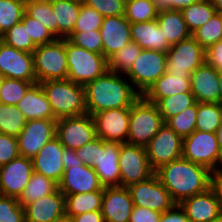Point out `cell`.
<instances>
[{"label": "cell", "instance_id": "cell-20", "mask_svg": "<svg viewBox=\"0 0 222 222\" xmlns=\"http://www.w3.org/2000/svg\"><path fill=\"white\" fill-rule=\"evenodd\" d=\"M134 207L128 187H105L101 205L104 222H129Z\"/></svg>", "mask_w": 222, "mask_h": 222}, {"label": "cell", "instance_id": "cell-46", "mask_svg": "<svg viewBox=\"0 0 222 222\" xmlns=\"http://www.w3.org/2000/svg\"><path fill=\"white\" fill-rule=\"evenodd\" d=\"M66 39L71 44L82 47L88 51L102 54V37L100 36V30L72 32Z\"/></svg>", "mask_w": 222, "mask_h": 222}, {"label": "cell", "instance_id": "cell-17", "mask_svg": "<svg viewBox=\"0 0 222 222\" xmlns=\"http://www.w3.org/2000/svg\"><path fill=\"white\" fill-rule=\"evenodd\" d=\"M0 75L5 78L36 82L33 53L0 42Z\"/></svg>", "mask_w": 222, "mask_h": 222}, {"label": "cell", "instance_id": "cell-8", "mask_svg": "<svg viewBox=\"0 0 222 222\" xmlns=\"http://www.w3.org/2000/svg\"><path fill=\"white\" fill-rule=\"evenodd\" d=\"M167 71L166 53L142 49L131 69L125 74L134 89L143 95Z\"/></svg>", "mask_w": 222, "mask_h": 222}, {"label": "cell", "instance_id": "cell-25", "mask_svg": "<svg viewBox=\"0 0 222 222\" xmlns=\"http://www.w3.org/2000/svg\"><path fill=\"white\" fill-rule=\"evenodd\" d=\"M25 222H51L66 213L65 195L57 189L25 208Z\"/></svg>", "mask_w": 222, "mask_h": 222}, {"label": "cell", "instance_id": "cell-61", "mask_svg": "<svg viewBox=\"0 0 222 222\" xmlns=\"http://www.w3.org/2000/svg\"><path fill=\"white\" fill-rule=\"evenodd\" d=\"M217 10V12L222 13V0H209Z\"/></svg>", "mask_w": 222, "mask_h": 222}, {"label": "cell", "instance_id": "cell-48", "mask_svg": "<svg viewBox=\"0 0 222 222\" xmlns=\"http://www.w3.org/2000/svg\"><path fill=\"white\" fill-rule=\"evenodd\" d=\"M0 222H25V209L16 198L0 195Z\"/></svg>", "mask_w": 222, "mask_h": 222}, {"label": "cell", "instance_id": "cell-3", "mask_svg": "<svg viewBox=\"0 0 222 222\" xmlns=\"http://www.w3.org/2000/svg\"><path fill=\"white\" fill-rule=\"evenodd\" d=\"M40 85L51 104L56 119L87 113L83 85L69 79L43 81Z\"/></svg>", "mask_w": 222, "mask_h": 222}, {"label": "cell", "instance_id": "cell-51", "mask_svg": "<svg viewBox=\"0 0 222 222\" xmlns=\"http://www.w3.org/2000/svg\"><path fill=\"white\" fill-rule=\"evenodd\" d=\"M162 213L134 205L129 222H159Z\"/></svg>", "mask_w": 222, "mask_h": 222}, {"label": "cell", "instance_id": "cell-41", "mask_svg": "<svg viewBox=\"0 0 222 222\" xmlns=\"http://www.w3.org/2000/svg\"><path fill=\"white\" fill-rule=\"evenodd\" d=\"M197 112L198 102H195L181 113L168 119L165 124L184 139L195 131Z\"/></svg>", "mask_w": 222, "mask_h": 222}, {"label": "cell", "instance_id": "cell-58", "mask_svg": "<svg viewBox=\"0 0 222 222\" xmlns=\"http://www.w3.org/2000/svg\"><path fill=\"white\" fill-rule=\"evenodd\" d=\"M62 162L64 168H69V165L83 164L79 157L76 155V150L64 148L62 155Z\"/></svg>", "mask_w": 222, "mask_h": 222}, {"label": "cell", "instance_id": "cell-62", "mask_svg": "<svg viewBox=\"0 0 222 222\" xmlns=\"http://www.w3.org/2000/svg\"><path fill=\"white\" fill-rule=\"evenodd\" d=\"M218 76H219V103L222 105V70L218 71Z\"/></svg>", "mask_w": 222, "mask_h": 222}, {"label": "cell", "instance_id": "cell-28", "mask_svg": "<svg viewBox=\"0 0 222 222\" xmlns=\"http://www.w3.org/2000/svg\"><path fill=\"white\" fill-rule=\"evenodd\" d=\"M131 38L139 47L146 50L167 53L171 47L156 19L131 24Z\"/></svg>", "mask_w": 222, "mask_h": 222}, {"label": "cell", "instance_id": "cell-63", "mask_svg": "<svg viewBox=\"0 0 222 222\" xmlns=\"http://www.w3.org/2000/svg\"><path fill=\"white\" fill-rule=\"evenodd\" d=\"M52 0H25V3H32V2H38V3H43V2H51Z\"/></svg>", "mask_w": 222, "mask_h": 222}, {"label": "cell", "instance_id": "cell-65", "mask_svg": "<svg viewBox=\"0 0 222 222\" xmlns=\"http://www.w3.org/2000/svg\"><path fill=\"white\" fill-rule=\"evenodd\" d=\"M3 80H4V77L2 75H0V89H1V85H2Z\"/></svg>", "mask_w": 222, "mask_h": 222}, {"label": "cell", "instance_id": "cell-49", "mask_svg": "<svg viewBox=\"0 0 222 222\" xmlns=\"http://www.w3.org/2000/svg\"><path fill=\"white\" fill-rule=\"evenodd\" d=\"M83 3L93 7L103 17L124 15L125 5L117 0H83Z\"/></svg>", "mask_w": 222, "mask_h": 222}, {"label": "cell", "instance_id": "cell-40", "mask_svg": "<svg viewBox=\"0 0 222 222\" xmlns=\"http://www.w3.org/2000/svg\"><path fill=\"white\" fill-rule=\"evenodd\" d=\"M195 102L192 92H184L163 98L157 106L166 122L168 119L181 113Z\"/></svg>", "mask_w": 222, "mask_h": 222}, {"label": "cell", "instance_id": "cell-22", "mask_svg": "<svg viewBox=\"0 0 222 222\" xmlns=\"http://www.w3.org/2000/svg\"><path fill=\"white\" fill-rule=\"evenodd\" d=\"M64 148L56 136L47 142L32 158L34 171L59 183L65 169L62 162Z\"/></svg>", "mask_w": 222, "mask_h": 222}, {"label": "cell", "instance_id": "cell-10", "mask_svg": "<svg viewBox=\"0 0 222 222\" xmlns=\"http://www.w3.org/2000/svg\"><path fill=\"white\" fill-rule=\"evenodd\" d=\"M56 137L65 148L72 150L93 141L96 129L92 115L85 113L57 119Z\"/></svg>", "mask_w": 222, "mask_h": 222}, {"label": "cell", "instance_id": "cell-4", "mask_svg": "<svg viewBox=\"0 0 222 222\" xmlns=\"http://www.w3.org/2000/svg\"><path fill=\"white\" fill-rule=\"evenodd\" d=\"M164 124L157 104L141 95L130 107L127 143L146 147Z\"/></svg>", "mask_w": 222, "mask_h": 222}, {"label": "cell", "instance_id": "cell-23", "mask_svg": "<svg viewBox=\"0 0 222 222\" xmlns=\"http://www.w3.org/2000/svg\"><path fill=\"white\" fill-rule=\"evenodd\" d=\"M190 222H212L222 216L220 204L209 188L179 203Z\"/></svg>", "mask_w": 222, "mask_h": 222}, {"label": "cell", "instance_id": "cell-19", "mask_svg": "<svg viewBox=\"0 0 222 222\" xmlns=\"http://www.w3.org/2000/svg\"><path fill=\"white\" fill-rule=\"evenodd\" d=\"M58 189L64 195H73L104 190V187L92 167L84 164H74L64 169L62 179L58 183Z\"/></svg>", "mask_w": 222, "mask_h": 222}, {"label": "cell", "instance_id": "cell-57", "mask_svg": "<svg viewBox=\"0 0 222 222\" xmlns=\"http://www.w3.org/2000/svg\"><path fill=\"white\" fill-rule=\"evenodd\" d=\"M71 220L72 222H104V218L100 210L72 216Z\"/></svg>", "mask_w": 222, "mask_h": 222}, {"label": "cell", "instance_id": "cell-5", "mask_svg": "<svg viewBox=\"0 0 222 222\" xmlns=\"http://www.w3.org/2000/svg\"><path fill=\"white\" fill-rule=\"evenodd\" d=\"M65 49L68 64L67 79L70 81L84 86L108 71V59L103 54L71 44L66 38Z\"/></svg>", "mask_w": 222, "mask_h": 222}, {"label": "cell", "instance_id": "cell-27", "mask_svg": "<svg viewBox=\"0 0 222 222\" xmlns=\"http://www.w3.org/2000/svg\"><path fill=\"white\" fill-rule=\"evenodd\" d=\"M17 108L27 120L53 119L52 107L40 83L33 84L18 102Z\"/></svg>", "mask_w": 222, "mask_h": 222}, {"label": "cell", "instance_id": "cell-30", "mask_svg": "<svg viewBox=\"0 0 222 222\" xmlns=\"http://www.w3.org/2000/svg\"><path fill=\"white\" fill-rule=\"evenodd\" d=\"M156 20L170 45L177 44L192 36L180 10L160 11Z\"/></svg>", "mask_w": 222, "mask_h": 222}, {"label": "cell", "instance_id": "cell-38", "mask_svg": "<svg viewBox=\"0 0 222 222\" xmlns=\"http://www.w3.org/2000/svg\"><path fill=\"white\" fill-rule=\"evenodd\" d=\"M192 37L205 49L222 39V13L216 12L203 26L192 33Z\"/></svg>", "mask_w": 222, "mask_h": 222}, {"label": "cell", "instance_id": "cell-12", "mask_svg": "<svg viewBox=\"0 0 222 222\" xmlns=\"http://www.w3.org/2000/svg\"><path fill=\"white\" fill-rule=\"evenodd\" d=\"M128 188L134 205L140 207L163 213L177 204L155 174L145 181L131 184Z\"/></svg>", "mask_w": 222, "mask_h": 222}, {"label": "cell", "instance_id": "cell-24", "mask_svg": "<svg viewBox=\"0 0 222 222\" xmlns=\"http://www.w3.org/2000/svg\"><path fill=\"white\" fill-rule=\"evenodd\" d=\"M190 84L196 102L219 103L218 70L207 62L190 74Z\"/></svg>", "mask_w": 222, "mask_h": 222}, {"label": "cell", "instance_id": "cell-36", "mask_svg": "<svg viewBox=\"0 0 222 222\" xmlns=\"http://www.w3.org/2000/svg\"><path fill=\"white\" fill-rule=\"evenodd\" d=\"M142 48L134 41L129 42L122 49L108 59V70L114 73L126 74L138 58Z\"/></svg>", "mask_w": 222, "mask_h": 222}, {"label": "cell", "instance_id": "cell-50", "mask_svg": "<svg viewBox=\"0 0 222 222\" xmlns=\"http://www.w3.org/2000/svg\"><path fill=\"white\" fill-rule=\"evenodd\" d=\"M19 156L17 137L0 133V166Z\"/></svg>", "mask_w": 222, "mask_h": 222}, {"label": "cell", "instance_id": "cell-9", "mask_svg": "<svg viewBox=\"0 0 222 222\" xmlns=\"http://www.w3.org/2000/svg\"><path fill=\"white\" fill-rule=\"evenodd\" d=\"M120 186L149 179L155 171L151 168L145 147L122 143L119 151Z\"/></svg>", "mask_w": 222, "mask_h": 222}, {"label": "cell", "instance_id": "cell-35", "mask_svg": "<svg viewBox=\"0 0 222 222\" xmlns=\"http://www.w3.org/2000/svg\"><path fill=\"white\" fill-rule=\"evenodd\" d=\"M26 123L27 119L17 105L0 103V133L17 137Z\"/></svg>", "mask_w": 222, "mask_h": 222}, {"label": "cell", "instance_id": "cell-43", "mask_svg": "<svg viewBox=\"0 0 222 222\" xmlns=\"http://www.w3.org/2000/svg\"><path fill=\"white\" fill-rule=\"evenodd\" d=\"M1 40L5 44L12 46L15 49L29 53H33L37 47L28 36L27 27H24L22 22L15 24L4 34H2Z\"/></svg>", "mask_w": 222, "mask_h": 222}, {"label": "cell", "instance_id": "cell-53", "mask_svg": "<svg viewBox=\"0 0 222 222\" xmlns=\"http://www.w3.org/2000/svg\"><path fill=\"white\" fill-rule=\"evenodd\" d=\"M200 0H152L157 10H182Z\"/></svg>", "mask_w": 222, "mask_h": 222}, {"label": "cell", "instance_id": "cell-11", "mask_svg": "<svg viewBox=\"0 0 222 222\" xmlns=\"http://www.w3.org/2000/svg\"><path fill=\"white\" fill-rule=\"evenodd\" d=\"M166 59L167 73L191 74L206 62V50L191 36L171 45Z\"/></svg>", "mask_w": 222, "mask_h": 222}, {"label": "cell", "instance_id": "cell-14", "mask_svg": "<svg viewBox=\"0 0 222 222\" xmlns=\"http://www.w3.org/2000/svg\"><path fill=\"white\" fill-rule=\"evenodd\" d=\"M57 120H27L17 136L19 155L32 159L40 149L56 136Z\"/></svg>", "mask_w": 222, "mask_h": 222}, {"label": "cell", "instance_id": "cell-13", "mask_svg": "<svg viewBox=\"0 0 222 222\" xmlns=\"http://www.w3.org/2000/svg\"><path fill=\"white\" fill-rule=\"evenodd\" d=\"M183 139L166 124L145 147L151 168L155 171L160 166L182 157Z\"/></svg>", "mask_w": 222, "mask_h": 222}, {"label": "cell", "instance_id": "cell-16", "mask_svg": "<svg viewBox=\"0 0 222 222\" xmlns=\"http://www.w3.org/2000/svg\"><path fill=\"white\" fill-rule=\"evenodd\" d=\"M33 172L32 159L20 155L0 166V195L18 199Z\"/></svg>", "mask_w": 222, "mask_h": 222}, {"label": "cell", "instance_id": "cell-52", "mask_svg": "<svg viewBox=\"0 0 222 222\" xmlns=\"http://www.w3.org/2000/svg\"><path fill=\"white\" fill-rule=\"evenodd\" d=\"M76 155L82 161L84 165L90 166L91 163L96 160L97 155V137L89 142L86 143L84 146L80 147L76 150Z\"/></svg>", "mask_w": 222, "mask_h": 222}, {"label": "cell", "instance_id": "cell-39", "mask_svg": "<svg viewBox=\"0 0 222 222\" xmlns=\"http://www.w3.org/2000/svg\"><path fill=\"white\" fill-rule=\"evenodd\" d=\"M25 13V0H0V36L21 22Z\"/></svg>", "mask_w": 222, "mask_h": 222}, {"label": "cell", "instance_id": "cell-66", "mask_svg": "<svg viewBox=\"0 0 222 222\" xmlns=\"http://www.w3.org/2000/svg\"><path fill=\"white\" fill-rule=\"evenodd\" d=\"M212 222H222V216H221L220 218H218V219L212 221Z\"/></svg>", "mask_w": 222, "mask_h": 222}, {"label": "cell", "instance_id": "cell-47", "mask_svg": "<svg viewBox=\"0 0 222 222\" xmlns=\"http://www.w3.org/2000/svg\"><path fill=\"white\" fill-rule=\"evenodd\" d=\"M21 22L24 27H27L28 36L36 46L53 42L56 39L43 24L26 13H24Z\"/></svg>", "mask_w": 222, "mask_h": 222}, {"label": "cell", "instance_id": "cell-33", "mask_svg": "<svg viewBox=\"0 0 222 222\" xmlns=\"http://www.w3.org/2000/svg\"><path fill=\"white\" fill-rule=\"evenodd\" d=\"M191 34L206 24L217 12L209 0H200L181 10Z\"/></svg>", "mask_w": 222, "mask_h": 222}, {"label": "cell", "instance_id": "cell-7", "mask_svg": "<svg viewBox=\"0 0 222 222\" xmlns=\"http://www.w3.org/2000/svg\"><path fill=\"white\" fill-rule=\"evenodd\" d=\"M182 157L210 171L221 169L222 156L216 133L193 131L183 139Z\"/></svg>", "mask_w": 222, "mask_h": 222}, {"label": "cell", "instance_id": "cell-15", "mask_svg": "<svg viewBox=\"0 0 222 222\" xmlns=\"http://www.w3.org/2000/svg\"><path fill=\"white\" fill-rule=\"evenodd\" d=\"M96 137L106 142L127 143L130 108L108 109L92 115Z\"/></svg>", "mask_w": 222, "mask_h": 222}, {"label": "cell", "instance_id": "cell-59", "mask_svg": "<svg viewBox=\"0 0 222 222\" xmlns=\"http://www.w3.org/2000/svg\"><path fill=\"white\" fill-rule=\"evenodd\" d=\"M216 136H217V140H218L219 151L222 156V119H221V122H220L218 129L216 131Z\"/></svg>", "mask_w": 222, "mask_h": 222}, {"label": "cell", "instance_id": "cell-64", "mask_svg": "<svg viewBox=\"0 0 222 222\" xmlns=\"http://www.w3.org/2000/svg\"><path fill=\"white\" fill-rule=\"evenodd\" d=\"M119 2H121L122 4L126 5L130 0H117Z\"/></svg>", "mask_w": 222, "mask_h": 222}, {"label": "cell", "instance_id": "cell-2", "mask_svg": "<svg viewBox=\"0 0 222 222\" xmlns=\"http://www.w3.org/2000/svg\"><path fill=\"white\" fill-rule=\"evenodd\" d=\"M211 172L206 167L181 157L160 166L154 174L179 204L185 198L208 190Z\"/></svg>", "mask_w": 222, "mask_h": 222}, {"label": "cell", "instance_id": "cell-54", "mask_svg": "<svg viewBox=\"0 0 222 222\" xmlns=\"http://www.w3.org/2000/svg\"><path fill=\"white\" fill-rule=\"evenodd\" d=\"M206 62L216 70H222V39L206 50Z\"/></svg>", "mask_w": 222, "mask_h": 222}, {"label": "cell", "instance_id": "cell-56", "mask_svg": "<svg viewBox=\"0 0 222 222\" xmlns=\"http://www.w3.org/2000/svg\"><path fill=\"white\" fill-rule=\"evenodd\" d=\"M210 189L215 194V197L217 198L220 204V208L222 210V170L221 169L211 172Z\"/></svg>", "mask_w": 222, "mask_h": 222}, {"label": "cell", "instance_id": "cell-1", "mask_svg": "<svg viewBox=\"0 0 222 222\" xmlns=\"http://www.w3.org/2000/svg\"><path fill=\"white\" fill-rule=\"evenodd\" d=\"M128 81L124 74L108 70L84 85L87 113L93 115L108 109L130 108L141 95Z\"/></svg>", "mask_w": 222, "mask_h": 222}, {"label": "cell", "instance_id": "cell-29", "mask_svg": "<svg viewBox=\"0 0 222 222\" xmlns=\"http://www.w3.org/2000/svg\"><path fill=\"white\" fill-rule=\"evenodd\" d=\"M81 2L75 0H52L55 18V37L67 38L72 32L81 9Z\"/></svg>", "mask_w": 222, "mask_h": 222}, {"label": "cell", "instance_id": "cell-21", "mask_svg": "<svg viewBox=\"0 0 222 222\" xmlns=\"http://www.w3.org/2000/svg\"><path fill=\"white\" fill-rule=\"evenodd\" d=\"M102 54L109 59L132 41L131 24L124 15L104 17L100 27Z\"/></svg>", "mask_w": 222, "mask_h": 222}, {"label": "cell", "instance_id": "cell-42", "mask_svg": "<svg viewBox=\"0 0 222 222\" xmlns=\"http://www.w3.org/2000/svg\"><path fill=\"white\" fill-rule=\"evenodd\" d=\"M35 83L37 82H28L4 77L0 89V103L17 105L27 90Z\"/></svg>", "mask_w": 222, "mask_h": 222}, {"label": "cell", "instance_id": "cell-37", "mask_svg": "<svg viewBox=\"0 0 222 222\" xmlns=\"http://www.w3.org/2000/svg\"><path fill=\"white\" fill-rule=\"evenodd\" d=\"M158 13L152 0H130L124 8V17L130 24L155 20Z\"/></svg>", "mask_w": 222, "mask_h": 222}, {"label": "cell", "instance_id": "cell-34", "mask_svg": "<svg viewBox=\"0 0 222 222\" xmlns=\"http://www.w3.org/2000/svg\"><path fill=\"white\" fill-rule=\"evenodd\" d=\"M222 119V105L220 103L198 102L195 130L216 133Z\"/></svg>", "mask_w": 222, "mask_h": 222}, {"label": "cell", "instance_id": "cell-60", "mask_svg": "<svg viewBox=\"0 0 222 222\" xmlns=\"http://www.w3.org/2000/svg\"><path fill=\"white\" fill-rule=\"evenodd\" d=\"M51 222H72L71 217L68 214H64L54 220H52Z\"/></svg>", "mask_w": 222, "mask_h": 222}, {"label": "cell", "instance_id": "cell-31", "mask_svg": "<svg viewBox=\"0 0 222 222\" xmlns=\"http://www.w3.org/2000/svg\"><path fill=\"white\" fill-rule=\"evenodd\" d=\"M57 189V182L34 171L27 186L17 200L25 208L28 204L54 193Z\"/></svg>", "mask_w": 222, "mask_h": 222}, {"label": "cell", "instance_id": "cell-44", "mask_svg": "<svg viewBox=\"0 0 222 222\" xmlns=\"http://www.w3.org/2000/svg\"><path fill=\"white\" fill-rule=\"evenodd\" d=\"M25 13L43 24L55 36V18L51 2L25 3Z\"/></svg>", "mask_w": 222, "mask_h": 222}, {"label": "cell", "instance_id": "cell-45", "mask_svg": "<svg viewBox=\"0 0 222 222\" xmlns=\"http://www.w3.org/2000/svg\"><path fill=\"white\" fill-rule=\"evenodd\" d=\"M103 16L98 13L93 7L81 4V9L78 19L73 28V32H88L93 30H100Z\"/></svg>", "mask_w": 222, "mask_h": 222}, {"label": "cell", "instance_id": "cell-26", "mask_svg": "<svg viewBox=\"0 0 222 222\" xmlns=\"http://www.w3.org/2000/svg\"><path fill=\"white\" fill-rule=\"evenodd\" d=\"M191 92L190 74L165 73L142 95L147 101L158 104L174 94Z\"/></svg>", "mask_w": 222, "mask_h": 222}, {"label": "cell", "instance_id": "cell-55", "mask_svg": "<svg viewBox=\"0 0 222 222\" xmlns=\"http://www.w3.org/2000/svg\"><path fill=\"white\" fill-rule=\"evenodd\" d=\"M159 222H190L185 211L176 204L172 209L162 213Z\"/></svg>", "mask_w": 222, "mask_h": 222}, {"label": "cell", "instance_id": "cell-6", "mask_svg": "<svg viewBox=\"0 0 222 222\" xmlns=\"http://www.w3.org/2000/svg\"><path fill=\"white\" fill-rule=\"evenodd\" d=\"M36 82L64 80L68 77L65 38L38 45L33 51Z\"/></svg>", "mask_w": 222, "mask_h": 222}, {"label": "cell", "instance_id": "cell-32", "mask_svg": "<svg viewBox=\"0 0 222 222\" xmlns=\"http://www.w3.org/2000/svg\"><path fill=\"white\" fill-rule=\"evenodd\" d=\"M103 190L65 195L66 214L70 217L101 210Z\"/></svg>", "mask_w": 222, "mask_h": 222}, {"label": "cell", "instance_id": "cell-18", "mask_svg": "<svg viewBox=\"0 0 222 222\" xmlns=\"http://www.w3.org/2000/svg\"><path fill=\"white\" fill-rule=\"evenodd\" d=\"M122 143L106 142L97 137V155L90 167L97 173L101 185L120 187L119 151Z\"/></svg>", "mask_w": 222, "mask_h": 222}]
</instances>
